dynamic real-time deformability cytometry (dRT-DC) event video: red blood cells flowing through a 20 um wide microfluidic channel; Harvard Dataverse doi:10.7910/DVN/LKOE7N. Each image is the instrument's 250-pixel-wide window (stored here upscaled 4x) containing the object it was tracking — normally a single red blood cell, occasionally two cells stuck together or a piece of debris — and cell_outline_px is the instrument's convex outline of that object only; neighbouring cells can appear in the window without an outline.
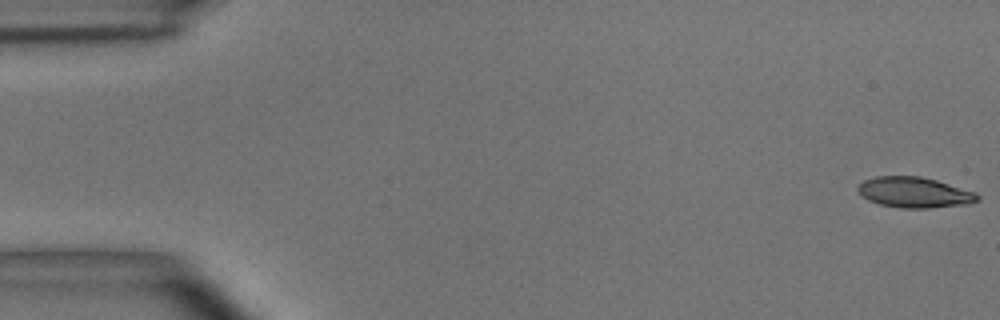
{"species": "common noctule bat (a hibernating species)", "species_latin": "Nyctalus noctula", "temperature_condition": "room temperature", "stored_images_in_passage": 55, "camera_frame_rate_fps": 3000, "um_per_image_px": 0.085, "animal": {"sex": "male", "body_mass_g": 15.6}, "frame": {"image": 1, "passage_image": 1, "time_ms": 0.0, "image_size_px": [1000, 320], "cell_outline_px": [[980, 200], [968, 204], [928, 208], [900, 208], [880, 204], [868, 200], [860, 196], [856, 188], [864, 180], [876, 176], [920, 176], [936, 180], [976, 192], [980, 196]], "centroid_in_image_um": [77.72, 16.36], "position_along_channel_um": 7.3, "area_um2": 21.44}}
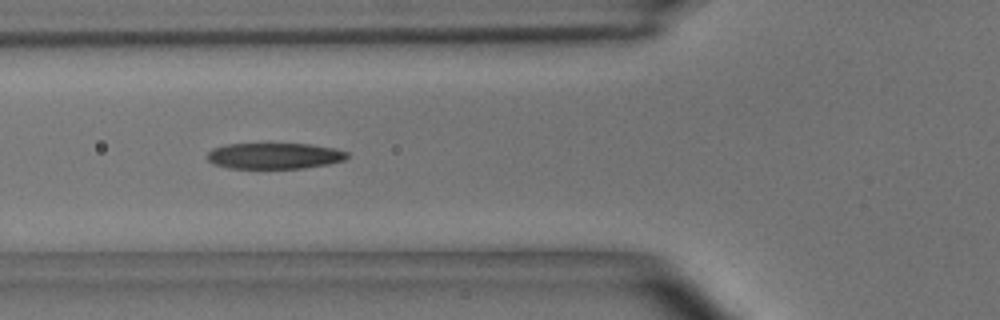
{"frame": {"image": 2, "passage_image": 20, "time_ms": 6.333, "image_size_px": [1000, 320], "cell_outline_px": [[348, 156], [344, 160], [328, 164], [304, 168], [228, 168], [212, 164], [208, 160], [208, 152], [212, 148], [228, 144], [312, 144], [336, 148], [348, 152]], "centroid_in_image_um": [23.33, 13.25], "position_along_channel_um": 102.5, "area_um2": 21.27}}
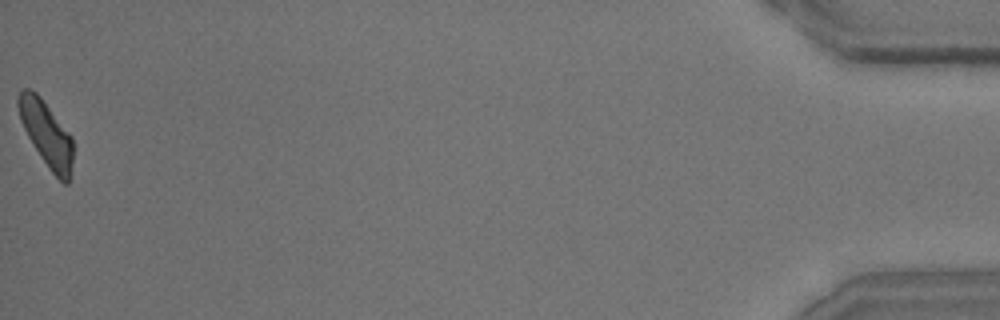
{"frame": {"image": 3, "passage_image": 55, "time_ms": 18.0, "image_size_px": [1000, 320], "cell_outline_px": [[72, 164], [68, 184], [64, 184], [48, 168], [40, 156], [28, 136], [20, 120], [16, 104], [16, 100], [20, 92], [24, 88], [28, 88], [36, 92], [40, 96], [72, 136]], "centroid_in_image_um": [3.93, 11.35], "position_along_channel_um": 431.3, "area_um2": 20.69}, "authors_computed_cell_mechanics": {"area_um2": 21.675, "velocity_mm_per_s": 3.6444, "shape_relaxation_time_tau1_ms": 9.8393, "shape_relaxation_time_tau2_ms": 3.9268, "deformation_change_tau1": 0.2487, "deformation_change_tau2": 0.1295}}